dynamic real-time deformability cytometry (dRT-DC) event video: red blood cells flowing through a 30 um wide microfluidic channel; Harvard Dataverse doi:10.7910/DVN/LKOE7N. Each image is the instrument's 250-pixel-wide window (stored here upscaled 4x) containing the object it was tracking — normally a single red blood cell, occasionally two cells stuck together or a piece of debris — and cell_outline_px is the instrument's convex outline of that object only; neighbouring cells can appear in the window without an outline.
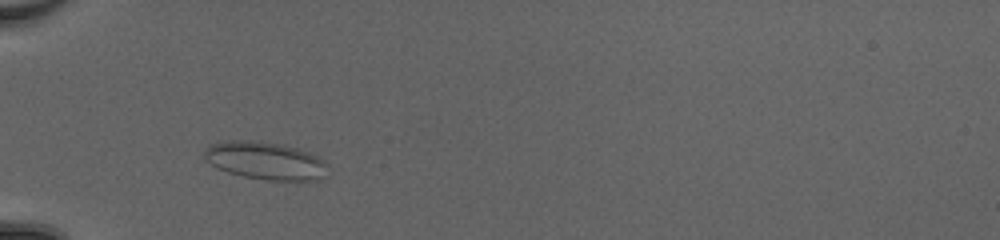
{"species": "common noctule bat (a hibernating species)", "species_latin": "Nyctalus noctula", "temperature_condition": "cold", "stored_images_in_passage": 39, "camera_frame_rate_fps": 3000, "um_per_image_px": 0.085, "animal": {"sex": "female", "body_mass_g": 20.0, "forearm_length_mm": 54.0}, "frame": {"image": 1, "passage_image": 6, "time_ms": 1.667, "image_size_px": [1000, 240], "cell_outline_px": [[324, 164], [320, 176], [316, 180], [268, 180], [244, 176], [228, 172], [212, 164], [204, 156], [204, 152], [208, 144], [232, 140], [252, 140], [276, 144], [296, 148], [308, 152], [324, 160]], "centroid_in_image_um": [22.47, 13.64], "position_along_channel_um": 62.5, "area_um2": 26.24}}
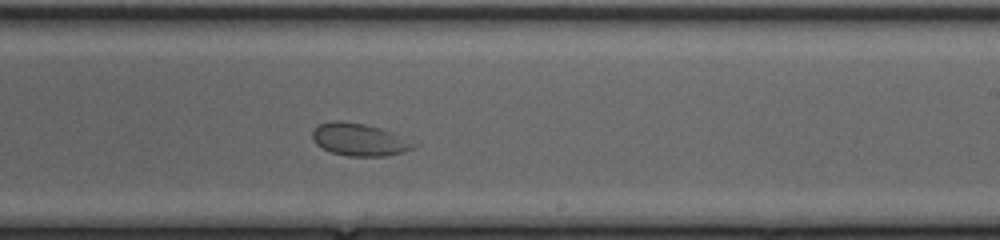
{"frame": {"image": 2, "passage_image": 21, "time_ms": 6.667, "image_size_px": [1000, 240], "cell_outline_px": [[420, 144], [404, 152], [384, 156], [348, 156], [332, 152], [316, 144], [312, 136], [312, 132], [320, 124], [328, 120], [340, 120], [364, 124], [380, 128]], "centroid_in_image_um": [30.54, 11.86], "position_along_channel_um": 258.5, "area_um2": 19.02}}
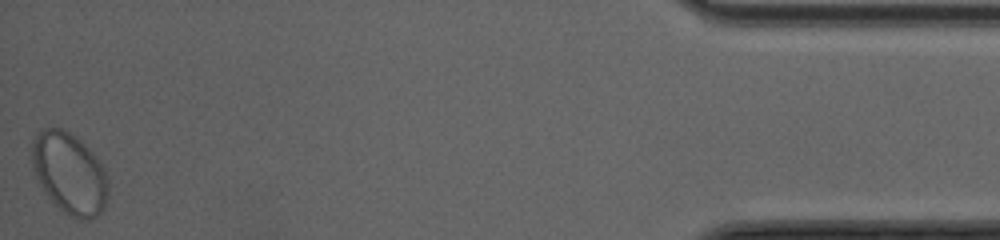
{"frame": {"image": 3, "passage_image": 39, "time_ms": 12.667, "image_size_px": [1000, 240], "cell_outline_px": [[108, 196], [104, 208], [96, 216], [88, 220], [84, 220], [72, 216], [64, 212], [48, 196], [40, 184], [36, 176], [32, 164], [32, 140], [36, 132], [44, 128], [60, 128], [68, 132], [80, 140], [92, 152], [104, 168], [108, 184]], "centroid_in_image_um": [5.91, 14.72], "position_along_channel_um": 429.3, "area_um2": 35.84}}